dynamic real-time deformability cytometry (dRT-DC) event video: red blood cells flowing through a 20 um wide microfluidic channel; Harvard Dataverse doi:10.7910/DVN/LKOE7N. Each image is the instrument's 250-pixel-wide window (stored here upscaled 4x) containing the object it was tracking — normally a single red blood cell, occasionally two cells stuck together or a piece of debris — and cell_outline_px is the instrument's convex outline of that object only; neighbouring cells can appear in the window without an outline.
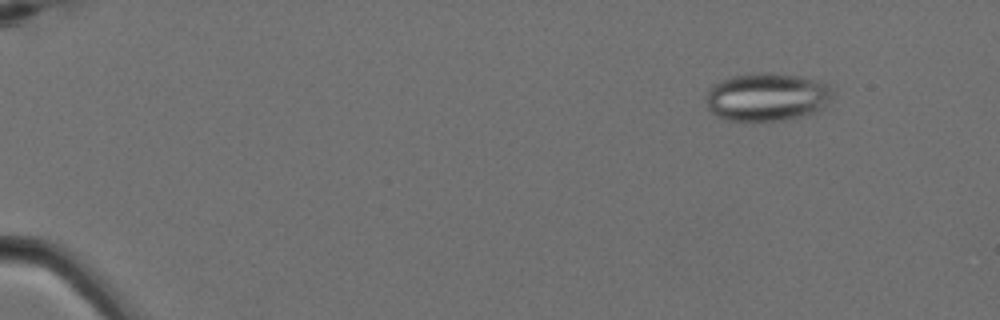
{"species": "Egyptian fruit bat (a non-hibernating species)", "species_latin": "Rousettus aegyptiacus", "temperature_condition": "cold", "stored_images_in_passage": 8, "camera_frame_rate_fps": 3000, "um_per_image_px": 0.085, "animal": {"sex": "female"}, "frame": {"image": 1, "passage_image": 3, "time_ms": 0.667, "image_size_px": [1000, 320], "cell_outline_px": [[836, 92], [832, 100], [816, 112], [804, 116], [784, 120], [724, 120], [716, 116], [708, 108], [704, 100], [704, 96], [708, 88], [712, 84], [720, 80], [732, 76], [760, 72], [772, 72], [800, 76], [816, 80], [828, 84]], "centroid_in_image_um": [65.19, 8.23], "position_along_channel_um": 19.8, "area_um2": 36.24}}